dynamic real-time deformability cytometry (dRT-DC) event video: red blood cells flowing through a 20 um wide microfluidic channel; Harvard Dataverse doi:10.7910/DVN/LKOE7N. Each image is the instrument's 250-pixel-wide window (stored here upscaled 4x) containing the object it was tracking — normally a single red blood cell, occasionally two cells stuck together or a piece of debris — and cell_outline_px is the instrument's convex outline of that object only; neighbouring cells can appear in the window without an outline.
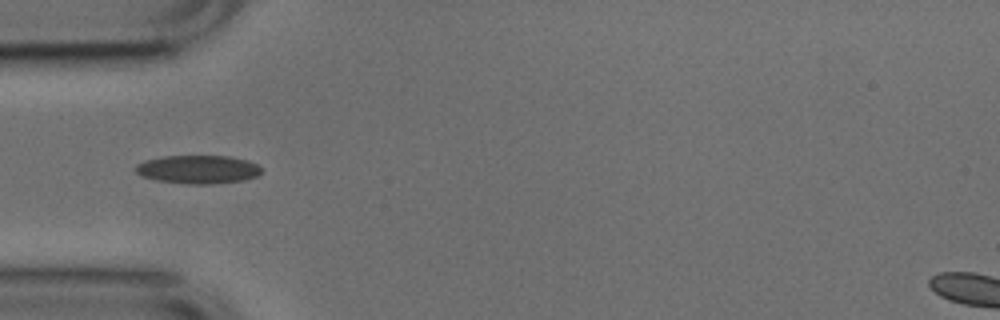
{"species": "common noctule bat (a hibernating species)", "species_latin": "Nyctalus noctula", "temperature_condition": "cold", "stored_images_in_passage": 2, "camera_frame_rate_fps": 3000, "um_per_image_px": 0.085, "animal": {"sex": "male", "body_mass_g": 17.9, "forearm_length_mm": 54.2}, "frame": {"image": 1, "passage_image": 1, "time_ms": 0.0, "image_size_px": [1000, 320], "cell_outline_px": [[260, 172], [256, 176], [244, 180], [208, 184], [188, 184], [156, 180], [140, 176], [136, 172], [136, 164], [148, 160], [164, 156], [228, 156], [248, 160], [256, 164], [260, 168]], "centroid_in_image_um": [16.81, 14.4], "position_along_channel_um": 68.2, "area_um2": 20.63}}